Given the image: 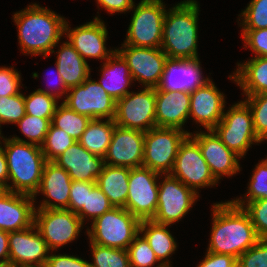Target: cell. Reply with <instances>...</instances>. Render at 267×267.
Segmentation results:
<instances>
[{
	"mask_svg": "<svg viewBox=\"0 0 267 267\" xmlns=\"http://www.w3.org/2000/svg\"><path fill=\"white\" fill-rule=\"evenodd\" d=\"M212 231L208 252L238 259L260 239L249 214L232 201L213 204Z\"/></svg>",
	"mask_w": 267,
	"mask_h": 267,
	"instance_id": "cell-1",
	"label": "cell"
},
{
	"mask_svg": "<svg viewBox=\"0 0 267 267\" xmlns=\"http://www.w3.org/2000/svg\"><path fill=\"white\" fill-rule=\"evenodd\" d=\"M22 53L47 58L64 34L65 18L34 3L13 15Z\"/></svg>",
	"mask_w": 267,
	"mask_h": 267,
	"instance_id": "cell-2",
	"label": "cell"
},
{
	"mask_svg": "<svg viewBox=\"0 0 267 267\" xmlns=\"http://www.w3.org/2000/svg\"><path fill=\"white\" fill-rule=\"evenodd\" d=\"M199 9L196 0H184L166 11L161 50L168 58H198Z\"/></svg>",
	"mask_w": 267,
	"mask_h": 267,
	"instance_id": "cell-3",
	"label": "cell"
},
{
	"mask_svg": "<svg viewBox=\"0 0 267 267\" xmlns=\"http://www.w3.org/2000/svg\"><path fill=\"white\" fill-rule=\"evenodd\" d=\"M8 168V191L34 196L39 189L45 163L40 146L4 138ZM13 184V185H12Z\"/></svg>",
	"mask_w": 267,
	"mask_h": 267,
	"instance_id": "cell-4",
	"label": "cell"
},
{
	"mask_svg": "<svg viewBox=\"0 0 267 267\" xmlns=\"http://www.w3.org/2000/svg\"><path fill=\"white\" fill-rule=\"evenodd\" d=\"M140 220L127 209L113 207L92 222L87 229L91 243L115 249L127 250L139 234Z\"/></svg>",
	"mask_w": 267,
	"mask_h": 267,
	"instance_id": "cell-5",
	"label": "cell"
},
{
	"mask_svg": "<svg viewBox=\"0 0 267 267\" xmlns=\"http://www.w3.org/2000/svg\"><path fill=\"white\" fill-rule=\"evenodd\" d=\"M163 0H141L134 12L123 44L135 47L161 48L165 19Z\"/></svg>",
	"mask_w": 267,
	"mask_h": 267,
	"instance_id": "cell-6",
	"label": "cell"
},
{
	"mask_svg": "<svg viewBox=\"0 0 267 267\" xmlns=\"http://www.w3.org/2000/svg\"><path fill=\"white\" fill-rule=\"evenodd\" d=\"M190 132L167 127H154L145 132L142 166L159 174H170L180 144Z\"/></svg>",
	"mask_w": 267,
	"mask_h": 267,
	"instance_id": "cell-7",
	"label": "cell"
},
{
	"mask_svg": "<svg viewBox=\"0 0 267 267\" xmlns=\"http://www.w3.org/2000/svg\"><path fill=\"white\" fill-rule=\"evenodd\" d=\"M222 143L241 158L251 144L261 143L258 139L249 106L240 101L223 113L220 122L213 128Z\"/></svg>",
	"mask_w": 267,
	"mask_h": 267,
	"instance_id": "cell-8",
	"label": "cell"
},
{
	"mask_svg": "<svg viewBox=\"0 0 267 267\" xmlns=\"http://www.w3.org/2000/svg\"><path fill=\"white\" fill-rule=\"evenodd\" d=\"M156 89L144 87L140 92H129L116 101V125L147 132L156 127Z\"/></svg>",
	"mask_w": 267,
	"mask_h": 267,
	"instance_id": "cell-9",
	"label": "cell"
},
{
	"mask_svg": "<svg viewBox=\"0 0 267 267\" xmlns=\"http://www.w3.org/2000/svg\"><path fill=\"white\" fill-rule=\"evenodd\" d=\"M34 224L50 250L56 251L74 241L81 231L83 222L68 209H36Z\"/></svg>",
	"mask_w": 267,
	"mask_h": 267,
	"instance_id": "cell-10",
	"label": "cell"
},
{
	"mask_svg": "<svg viewBox=\"0 0 267 267\" xmlns=\"http://www.w3.org/2000/svg\"><path fill=\"white\" fill-rule=\"evenodd\" d=\"M170 175L198 194V188L212 187L218 183L203 158L198 143L190 135L180 144Z\"/></svg>",
	"mask_w": 267,
	"mask_h": 267,
	"instance_id": "cell-11",
	"label": "cell"
},
{
	"mask_svg": "<svg viewBox=\"0 0 267 267\" xmlns=\"http://www.w3.org/2000/svg\"><path fill=\"white\" fill-rule=\"evenodd\" d=\"M160 175L143 166L130 169L128 197L124 208L140 221L152 220L156 213L159 191L157 181Z\"/></svg>",
	"mask_w": 267,
	"mask_h": 267,
	"instance_id": "cell-12",
	"label": "cell"
},
{
	"mask_svg": "<svg viewBox=\"0 0 267 267\" xmlns=\"http://www.w3.org/2000/svg\"><path fill=\"white\" fill-rule=\"evenodd\" d=\"M63 103L76 113L91 119L115 117L116 100L97 81L89 77L81 85L69 88Z\"/></svg>",
	"mask_w": 267,
	"mask_h": 267,
	"instance_id": "cell-13",
	"label": "cell"
},
{
	"mask_svg": "<svg viewBox=\"0 0 267 267\" xmlns=\"http://www.w3.org/2000/svg\"><path fill=\"white\" fill-rule=\"evenodd\" d=\"M163 178L159 184L158 206L152 221L171 225L182 219L200 196L170 174Z\"/></svg>",
	"mask_w": 267,
	"mask_h": 267,
	"instance_id": "cell-14",
	"label": "cell"
},
{
	"mask_svg": "<svg viewBox=\"0 0 267 267\" xmlns=\"http://www.w3.org/2000/svg\"><path fill=\"white\" fill-rule=\"evenodd\" d=\"M116 51L129 67L133 81H139L144 87L156 88L164 72L168 56L161 48L135 47L122 44Z\"/></svg>",
	"mask_w": 267,
	"mask_h": 267,
	"instance_id": "cell-15",
	"label": "cell"
},
{
	"mask_svg": "<svg viewBox=\"0 0 267 267\" xmlns=\"http://www.w3.org/2000/svg\"><path fill=\"white\" fill-rule=\"evenodd\" d=\"M145 132L115 125L104 161L106 165L142 167Z\"/></svg>",
	"mask_w": 267,
	"mask_h": 267,
	"instance_id": "cell-16",
	"label": "cell"
},
{
	"mask_svg": "<svg viewBox=\"0 0 267 267\" xmlns=\"http://www.w3.org/2000/svg\"><path fill=\"white\" fill-rule=\"evenodd\" d=\"M64 34L68 42L86 61V58H97L107 60L115 50H107L106 40L108 31L104 22L95 17L94 21L87 22L81 26L71 29L68 21L65 22Z\"/></svg>",
	"mask_w": 267,
	"mask_h": 267,
	"instance_id": "cell-17",
	"label": "cell"
},
{
	"mask_svg": "<svg viewBox=\"0 0 267 267\" xmlns=\"http://www.w3.org/2000/svg\"><path fill=\"white\" fill-rule=\"evenodd\" d=\"M189 135L198 143L201 154L207 162L214 178L219 181L221 176H233L240 171L239 159L235 152L228 149L213 129Z\"/></svg>",
	"mask_w": 267,
	"mask_h": 267,
	"instance_id": "cell-18",
	"label": "cell"
},
{
	"mask_svg": "<svg viewBox=\"0 0 267 267\" xmlns=\"http://www.w3.org/2000/svg\"><path fill=\"white\" fill-rule=\"evenodd\" d=\"M49 251L35 224L24 230L9 232V261L20 267L46 264Z\"/></svg>",
	"mask_w": 267,
	"mask_h": 267,
	"instance_id": "cell-19",
	"label": "cell"
},
{
	"mask_svg": "<svg viewBox=\"0 0 267 267\" xmlns=\"http://www.w3.org/2000/svg\"><path fill=\"white\" fill-rule=\"evenodd\" d=\"M199 59L168 58L161 81L155 89L191 93L206 84L210 79L202 77Z\"/></svg>",
	"mask_w": 267,
	"mask_h": 267,
	"instance_id": "cell-20",
	"label": "cell"
},
{
	"mask_svg": "<svg viewBox=\"0 0 267 267\" xmlns=\"http://www.w3.org/2000/svg\"><path fill=\"white\" fill-rule=\"evenodd\" d=\"M224 108V94L217 89L212 80L190 93L189 117L206 130L213 129L220 122Z\"/></svg>",
	"mask_w": 267,
	"mask_h": 267,
	"instance_id": "cell-21",
	"label": "cell"
},
{
	"mask_svg": "<svg viewBox=\"0 0 267 267\" xmlns=\"http://www.w3.org/2000/svg\"><path fill=\"white\" fill-rule=\"evenodd\" d=\"M55 162L68 172L72 181L96 182L105 165L104 158L94 155L79 141L68 147Z\"/></svg>",
	"mask_w": 267,
	"mask_h": 267,
	"instance_id": "cell-22",
	"label": "cell"
},
{
	"mask_svg": "<svg viewBox=\"0 0 267 267\" xmlns=\"http://www.w3.org/2000/svg\"><path fill=\"white\" fill-rule=\"evenodd\" d=\"M72 179L67 171L53 161L45 163L37 193L46 198L37 209H68ZM54 201V202H52ZM58 203V204H57Z\"/></svg>",
	"mask_w": 267,
	"mask_h": 267,
	"instance_id": "cell-23",
	"label": "cell"
},
{
	"mask_svg": "<svg viewBox=\"0 0 267 267\" xmlns=\"http://www.w3.org/2000/svg\"><path fill=\"white\" fill-rule=\"evenodd\" d=\"M35 198L31 195L6 191L0 197V230L20 231L34 224Z\"/></svg>",
	"mask_w": 267,
	"mask_h": 267,
	"instance_id": "cell-24",
	"label": "cell"
},
{
	"mask_svg": "<svg viewBox=\"0 0 267 267\" xmlns=\"http://www.w3.org/2000/svg\"><path fill=\"white\" fill-rule=\"evenodd\" d=\"M190 110L189 92L156 89V127L178 128L187 122Z\"/></svg>",
	"mask_w": 267,
	"mask_h": 267,
	"instance_id": "cell-25",
	"label": "cell"
},
{
	"mask_svg": "<svg viewBox=\"0 0 267 267\" xmlns=\"http://www.w3.org/2000/svg\"><path fill=\"white\" fill-rule=\"evenodd\" d=\"M101 70V79L97 81L116 101L129 93L133 78L123 57L115 51L105 62Z\"/></svg>",
	"mask_w": 267,
	"mask_h": 267,
	"instance_id": "cell-26",
	"label": "cell"
},
{
	"mask_svg": "<svg viewBox=\"0 0 267 267\" xmlns=\"http://www.w3.org/2000/svg\"><path fill=\"white\" fill-rule=\"evenodd\" d=\"M243 89L246 96L267 93V57H253L229 75Z\"/></svg>",
	"mask_w": 267,
	"mask_h": 267,
	"instance_id": "cell-27",
	"label": "cell"
},
{
	"mask_svg": "<svg viewBox=\"0 0 267 267\" xmlns=\"http://www.w3.org/2000/svg\"><path fill=\"white\" fill-rule=\"evenodd\" d=\"M57 51V67L66 87L81 85L90 76V67L77 50L68 42H64Z\"/></svg>",
	"mask_w": 267,
	"mask_h": 267,
	"instance_id": "cell-28",
	"label": "cell"
},
{
	"mask_svg": "<svg viewBox=\"0 0 267 267\" xmlns=\"http://www.w3.org/2000/svg\"><path fill=\"white\" fill-rule=\"evenodd\" d=\"M130 168L104 165L96 185L108 197L113 207L124 208L128 197Z\"/></svg>",
	"mask_w": 267,
	"mask_h": 267,
	"instance_id": "cell-29",
	"label": "cell"
},
{
	"mask_svg": "<svg viewBox=\"0 0 267 267\" xmlns=\"http://www.w3.org/2000/svg\"><path fill=\"white\" fill-rule=\"evenodd\" d=\"M165 224H158L152 220L140 222L139 234L146 239L151 249L164 267H171L168 256L177 250V243Z\"/></svg>",
	"mask_w": 267,
	"mask_h": 267,
	"instance_id": "cell-30",
	"label": "cell"
},
{
	"mask_svg": "<svg viewBox=\"0 0 267 267\" xmlns=\"http://www.w3.org/2000/svg\"><path fill=\"white\" fill-rule=\"evenodd\" d=\"M91 119L79 143L89 152L104 158L111 143L116 123L114 119Z\"/></svg>",
	"mask_w": 267,
	"mask_h": 267,
	"instance_id": "cell-31",
	"label": "cell"
},
{
	"mask_svg": "<svg viewBox=\"0 0 267 267\" xmlns=\"http://www.w3.org/2000/svg\"><path fill=\"white\" fill-rule=\"evenodd\" d=\"M90 121L91 118L76 113L62 102L61 105H57L51 124L79 141Z\"/></svg>",
	"mask_w": 267,
	"mask_h": 267,
	"instance_id": "cell-32",
	"label": "cell"
},
{
	"mask_svg": "<svg viewBox=\"0 0 267 267\" xmlns=\"http://www.w3.org/2000/svg\"><path fill=\"white\" fill-rule=\"evenodd\" d=\"M50 124L51 121L47 118L25 114L17 125L20 127V131L24 134V136L28 138V141L16 136L12 137V139L41 147L45 141Z\"/></svg>",
	"mask_w": 267,
	"mask_h": 267,
	"instance_id": "cell-33",
	"label": "cell"
},
{
	"mask_svg": "<svg viewBox=\"0 0 267 267\" xmlns=\"http://www.w3.org/2000/svg\"><path fill=\"white\" fill-rule=\"evenodd\" d=\"M255 166L250 183L248 184V192L245 195L246 199L238 198L231 200L238 207L244 208L249 202L267 198V158L262 159Z\"/></svg>",
	"mask_w": 267,
	"mask_h": 267,
	"instance_id": "cell-34",
	"label": "cell"
},
{
	"mask_svg": "<svg viewBox=\"0 0 267 267\" xmlns=\"http://www.w3.org/2000/svg\"><path fill=\"white\" fill-rule=\"evenodd\" d=\"M93 263L90 267H130L129 255L125 249H115L91 243Z\"/></svg>",
	"mask_w": 267,
	"mask_h": 267,
	"instance_id": "cell-35",
	"label": "cell"
},
{
	"mask_svg": "<svg viewBox=\"0 0 267 267\" xmlns=\"http://www.w3.org/2000/svg\"><path fill=\"white\" fill-rule=\"evenodd\" d=\"M75 142L65 131L50 124L41 149L47 161H54Z\"/></svg>",
	"mask_w": 267,
	"mask_h": 267,
	"instance_id": "cell-36",
	"label": "cell"
},
{
	"mask_svg": "<svg viewBox=\"0 0 267 267\" xmlns=\"http://www.w3.org/2000/svg\"><path fill=\"white\" fill-rule=\"evenodd\" d=\"M26 114L34 115L36 117L47 118L52 121L58 101L43 93L35 90L30 95H24Z\"/></svg>",
	"mask_w": 267,
	"mask_h": 267,
	"instance_id": "cell-37",
	"label": "cell"
},
{
	"mask_svg": "<svg viewBox=\"0 0 267 267\" xmlns=\"http://www.w3.org/2000/svg\"><path fill=\"white\" fill-rule=\"evenodd\" d=\"M127 252L130 267H153L158 262L155 252L143 236L139 237V234L130 243ZM156 267L164 266L158 263Z\"/></svg>",
	"mask_w": 267,
	"mask_h": 267,
	"instance_id": "cell-38",
	"label": "cell"
},
{
	"mask_svg": "<svg viewBox=\"0 0 267 267\" xmlns=\"http://www.w3.org/2000/svg\"><path fill=\"white\" fill-rule=\"evenodd\" d=\"M112 208L113 205L108 197L95 185L91 191H87L86 207H82L76 214L83 223L86 218L91 219L93 222Z\"/></svg>",
	"mask_w": 267,
	"mask_h": 267,
	"instance_id": "cell-39",
	"label": "cell"
},
{
	"mask_svg": "<svg viewBox=\"0 0 267 267\" xmlns=\"http://www.w3.org/2000/svg\"><path fill=\"white\" fill-rule=\"evenodd\" d=\"M244 102L251 110L258 139L267 140V93L246 96Z\"/></svg>",
	"mask_w": 267,
	"mask_h": 267,
	"instance_id": "cell-40",
	"label": "cell"
},
{
	"mask_svg": "<svg viewBox=\"0 0 267 267\" xmlns=\"http://www.w3.org/2000/svg\"><path fill=\"white\" fill-rule=\"evenodd\" d=\"M239 16L242 30L267 29V0H251Z\"/></svg>",
	"mask_w": 267,
	"mask_h": 267,
	"instance_id": "cell-41",
	"label": "cell"
},
{
	"mask_svg": "<svg viewBox=\"0 0 267 267\" xmlns=\"http://www.w3.org/2000/svg\"><path fill=\"white\" fill-rule=\"evenodd\" d=\"M25 114L24 94L0 96V128L4 123L17 124Z\"/></svg>",
	"mask_w": 267,
	"mask_h": 267,
	"instance_id": "cell-42",
	"label": "cell"
},
{
	"mask_svg": "<svg viewBox=\"0 0 267 267\" xmlns=\"http://www.w3.org/2000/svg\"><path fill=\"white\" fill-rule=\"evenodd\" d=\"M250 216L259 238H267V198L249 202L243 208Z\"/></svg>",
	"mask_w": 267,
	"mask_h": 267,
	"instance_id": "cell-43",
	"label": "cell"
},
{
	"mask_svg": "<svg viewBox=\"0 0 267 267\" xmlns=\"http://www.w3.org/2000/svg\"><path fill=\"white\" fill-rule=\"evenodd\" d=\"M237 267H267V238L257 243L237 259Z\"/></svg>",
	"mask_w": 267,
	"mask_h": 267,
	"instance_id": "cell-44",
	"label": "cell"
},
{
	"mask_svg": "<svg viewBox=\"0 0 267 267\" xmlns=\"http://www.w3.org/2000/svg\"><path fill=\"white\" fill-rule=\"evenodd\" d=\"M245 48L250 47L255 57H267V29L242 30Z\"/></svg>",
	"mask_w": 267,
	"mask_h": 267,
	"instance_id": "cell-45",
	"label": "cell"
},
{
	"mask_svg": "<svg viewBox=\"0 0 267 267\" xmlns=\"http://www.w3.org/2000/svg\"><path fill=\"white\" fill-rule=\"evenodd\" d=\"M20 72L13 67H0V96H12L20 93Z\"/></svg>",
	"mask_w": 267,
	"mask_h": 267,
	"instance_id": "cell-46",
	"label": "cell"
},
{
	"mask_svg": "<svg viewBox=\"0 0 267 267\" xmlns=\"http://www.w3.org/2000/svg\"><path fill=\"white\" fill-rule=\"evenodd\" d=\"M96 182L72 181L68 210L77 213L86 207L87 191H91Z\"/></svg>",
	"mask_w": 267,
	"mask_h": 267,
	"instance_id": "cell-47",
	"label": "cell"
},
{
	"mask_svg": "<svg viewBox=\"0 0 267 267\" xmlns=\"http://www.w3.org/2000/svg\"><path fill=\"white\" fill-rule=\"evenodd\" d=\"M46 265L47 267H90L88 261L68 254H51L47 259Z\"/></svg>",
	"mask_w": 267,
	"mask_h": 267,
	"instance_id": "cell-48",
	"label": "cell"
},
{
	"mask_svg": "<svg viewBox=\"0 0 267 267\" xmlns=\"http://www.w3.org/2000/svg\"><path fill=\"white\" fill-rule=\"evenodd\" d=\"M197 267H237V259L231 255L208 252Z\"/></svg>",
	"mask_w": 267,
	"mask_h": 267,
	"instance_id": "cell-49",
	"label": "cell"
},
{
	"mask_svg": "<svg viewBox=\"0 0 267 267\" xmlns=\"http://www.w3.org/2000/svg\"><path fill=\"white\" fill-rule=\"evenodd\" d=\"M97 4L105 8L110 14L127 12L133 9V0H97Z\"/></svg>",
	"mask_w": 267,
	"mask_h": 267,
	"instance_id": "cell-50",
	"label": "cell"
},
{
	"mask_svg": "<svg viewBox=\"0 0 267 267\" xmlns=\"http://www.w3.org/2000/svg\"><path fill=\"white\" fill-rule=\"evenodd\" d=\"M55 65H56V73H57V78H58L57 79V82H59L60 87L59 86L58 87L55 86V87H57L56 88L57 91H55V92H54V90L52 88L50 89L51 91L50 90H47V89L44 90V89H41V88H39L37 90H39V91H41L43 93H46L49 96L54 97L56 100H59V98H61L63 96V94H65V96H67L66 94L68 93V90L69 89L66 87V85H65V83L63 81V78L61 77V74L58 71L57 64H55Z\"/></svg>",
	"mask_w": 267,
	"mask_h": 267,
	"instance_id": "cell-51",
	"label": "cell"
},
{
	"mask_svg": "<svg viewBox=\"0 0 267 267\" xmlns=\"http://www.w3.org/2000/svg\"><path fill=\"white\" fill-rule=\"evenodd\" d=\"M0 185L8 190V168L6 155L0 142Z\"/></svg>",
	"mask_w": 267,
	"mask_h": 267,
	"instance_id": "cell-52",
	"label": "cell"
},
{
	"mask_svg": "<svg viewBox=\"0 0 267 267\" xmlns=\"http://www.w3.org/2000/svg\"><path fill=\"white\" fill-rule=\"evenodd\" d=\"M9 261V232L0 230V263Z\"/></svg>",
	"mask_w": 267,
	"mask_h": 267,
	"instance_id": "cell-53",
	"label": "cell"
},
{
	"mask_svg": "<svg viewBox=\"0 0 267 267\" xmlns=\"http://www.w3.org/2000/svg\"><path fill=\"white\" fill-rule=\"evenodd\" d=\"M0 267H20V266L14 264L12 261H7L0 263Z\"/></svg>",
	"mask_w": 267,
	"mask_h": 267,
	"instance_id": "cell-54",
	"label": "cell"
},
{
	"mask_svg": "<svg viewBox=\"0 0 267 267\" xmlns=\"http://www.w3.org/2000/svg\"><path fill=\"white\" fill-rule=\"evenodd\" d=\"M7 191V189L0 185V197Z\"/></svg>",
	"mask_w": 267,
	"mask_h": 267,
	"instance_id": "cell-55",
	"label": "cell"
},
{
	"mask_svg": "<svg viewBox=\"0 0 267 267\" xmlns=\"http://www.w3.org/2000/svg\"><path fill=\"white\" fill-rule=\"evenodd\" d=\"M26 267H47V265L46 264H43V265L26 266Z\"/></svg>",
	"mask_w": 267,
	"mask_h": 267,
	"instance_id": "cell-56",
	"label": "cell"
}]
</instances>
